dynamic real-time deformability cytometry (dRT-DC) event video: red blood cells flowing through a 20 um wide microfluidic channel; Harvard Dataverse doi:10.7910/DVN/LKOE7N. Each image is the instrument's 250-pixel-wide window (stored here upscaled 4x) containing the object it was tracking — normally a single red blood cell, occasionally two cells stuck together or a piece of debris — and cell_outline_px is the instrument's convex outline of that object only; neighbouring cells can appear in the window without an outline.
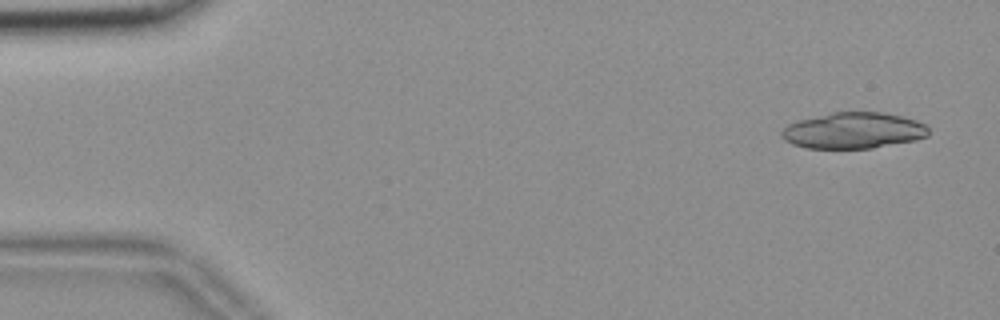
{"species": "common noctule bat (a hibernating species)", "species_latin": "Nyctalus noctula", "temperature_condition": "room temperature", "stored_images_in_passage": 23, "camera_frame_rate_fps": 3000, "um_per_image_px": 0.085, "animal": {"sex": "female", "body_mass_g": 18.4}, "frame": {"image": 1, "passage_image": 3, "time_ms": 0.667, "image_size_px": [1000, 320], "cell_outline_px": [[928, 136], [916, 140], [872, 148], [808, 148], [792, 144], [784, 140], [780, 136], [780, 132], [788, 124], [800, 120], [832, 112], [884, 112], [916, 120], [928, 124]], "centroid_in_image_um": [72.56, 11.1], "position_along_channel_um": 12.4, "area_um2": 30.98}}